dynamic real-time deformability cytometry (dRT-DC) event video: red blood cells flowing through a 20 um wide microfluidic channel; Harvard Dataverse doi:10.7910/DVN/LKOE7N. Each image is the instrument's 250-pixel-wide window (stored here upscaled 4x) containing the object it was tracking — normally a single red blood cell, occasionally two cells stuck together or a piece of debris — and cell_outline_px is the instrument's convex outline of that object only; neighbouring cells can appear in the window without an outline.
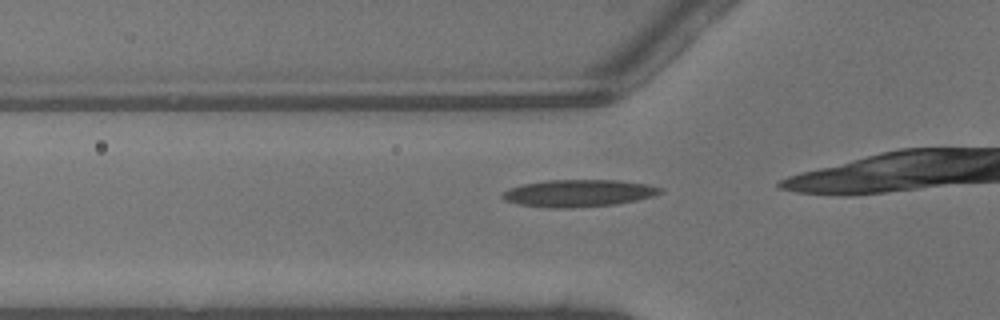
{"species": "common noctule bat (a hibernating species)", "species_latin": "Nyctalus noctula", "temperature_condition": "warm", "stored_images_in_passage": 7, "camera_frame_rate_fps": 3000, "um_per_image_px": 0.085, "animal": {"sex": "male", "body_mass_g": 13.3}, "frame": {"image": 1, "passage_image": 2, "time_ms": 0.333, "image_size_px": [1000, 320], "cell_outline_px": [[664, 192], [652, 196], [636, 200], [616, 204], [572, 208], [548, 208], [520, 204], [504, 200], [500, 196], [508, 188], [524, 184], [548, 180], [616, 180], [648, 184], [660, 188]], "centroid_in_image_um": [49.16, 16.42], "position_along_channel_um": 76.6, "area_um2": 24.91}}
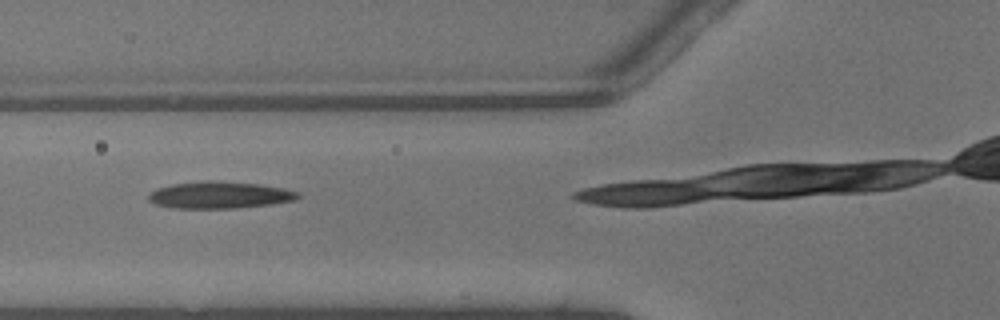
{"frame": {"image": 2, "passage_image": 4, "time_ms": 1.0, "image_size_px": [1000, 320], "cell_outline_px": [[300, 196], [296, 200], [272, 204], [236, 208], [172, 208], [156, 204], [148, 200], [148, 192], [156, 188], [172, 184], [204, 180], [212, 180], [260, 184], [284, 188], [300, 192]], "centroid_in_image_um": [18.66, 16.57], "position_along_channel_um": 107.1, "area_um2": 23.7}}